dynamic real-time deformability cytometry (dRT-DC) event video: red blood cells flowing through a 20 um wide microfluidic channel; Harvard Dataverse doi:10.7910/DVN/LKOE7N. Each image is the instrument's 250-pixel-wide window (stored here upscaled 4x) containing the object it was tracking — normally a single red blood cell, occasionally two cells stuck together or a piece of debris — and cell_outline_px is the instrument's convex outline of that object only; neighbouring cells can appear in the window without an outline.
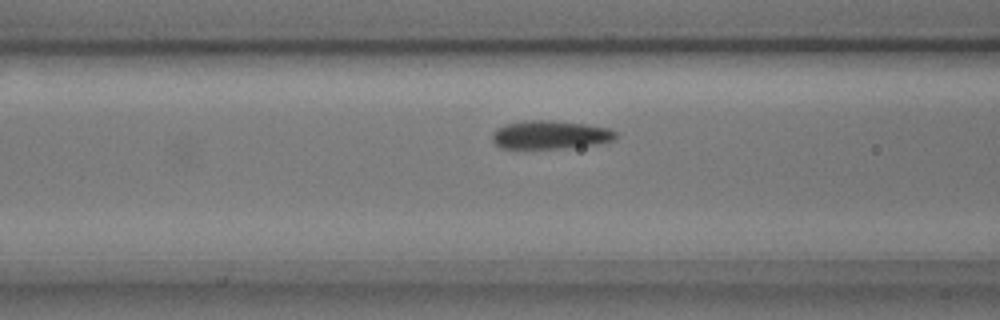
{"species": "common noctule bat (a hibernating species)", "species_latin": "Nyctalus noctula", "temperature_condition": "cold", "stored_images_in_passage": 6, "camera_frame_rate_fps": 3000, "um_per_image_px": 0.085, "animal": {"sex": "male", "body_mass_g": 17.9, "forearm_length_mm": 54.2}, "frame": {"image": 1, "passage_image": 4, "time_ms": 1.0, "image_size_px": [1000, 320], "cell_outline_px": [[620, 136], [616, 140], [600, 144], [572, 148], [500, 148], [492, 140], [492, 132], [496, 128], [508, 124], [524, 120], [552, 120], [584, 124], [608, 128], [616, 132]], "centroid_in_image_um": [46.82, 11.47], "position_along_channel_um": 119.8, "area_um2": 20.75}}
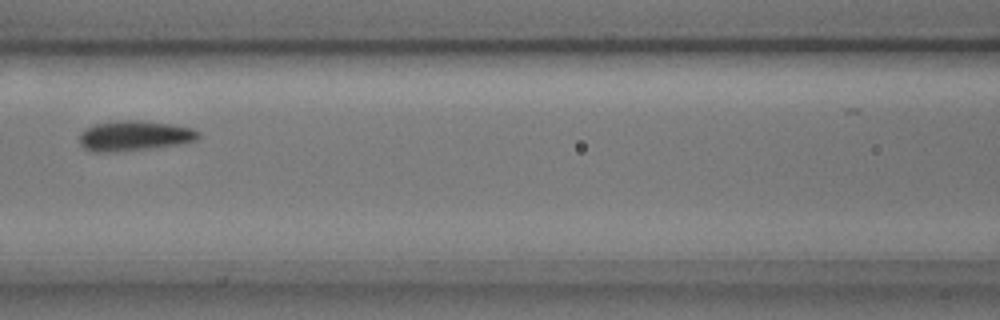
{"frame": {"image": 2, "passage_image": 5, "time_ms": 1.333, "image_size_px": [1000, 320], "cell_outline_px": [[200, 136], [196, 140], [176, 144], [148, 148], [116, 152], [92, 152], [84, 148], [80, 144], [80, 132], [84, 128], [96, 124], [116, 120], [144, 120], [172, 124], [192, 128], [200, 132]], "centroid_in_image_um": [11.38, 11.53], "position_along_channel_um": 155.2, "area_um2": 20.98}}
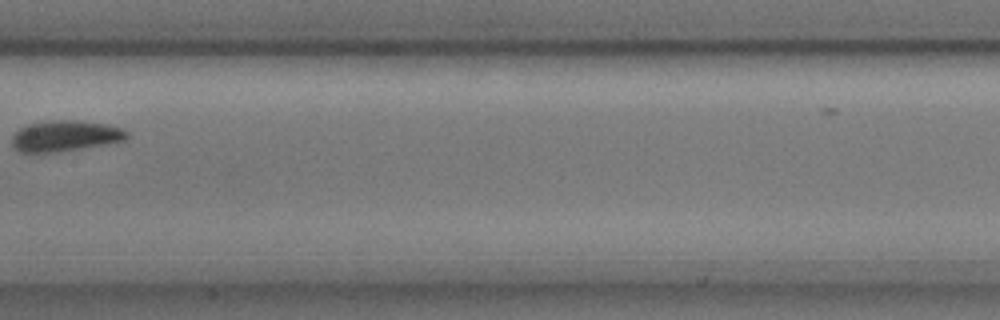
{"frame": {"image": 3, "passage_image": 6, "time_ms": 1.667, "image_size_px": [1000, 320], "cell_outline_px": [[128, 136], [124, 140], [104, 144], [60, 152], [20, 152], [12, 148], [12, 136], [20, 128], [28, 124], [48, 120], [80, 120], [104, 124], [120, 128], [128, 132]], "centroid_in_image_um": [5.49, 11.55], "position_along_channel_um": 201.9, "area_um2": 20.63}}